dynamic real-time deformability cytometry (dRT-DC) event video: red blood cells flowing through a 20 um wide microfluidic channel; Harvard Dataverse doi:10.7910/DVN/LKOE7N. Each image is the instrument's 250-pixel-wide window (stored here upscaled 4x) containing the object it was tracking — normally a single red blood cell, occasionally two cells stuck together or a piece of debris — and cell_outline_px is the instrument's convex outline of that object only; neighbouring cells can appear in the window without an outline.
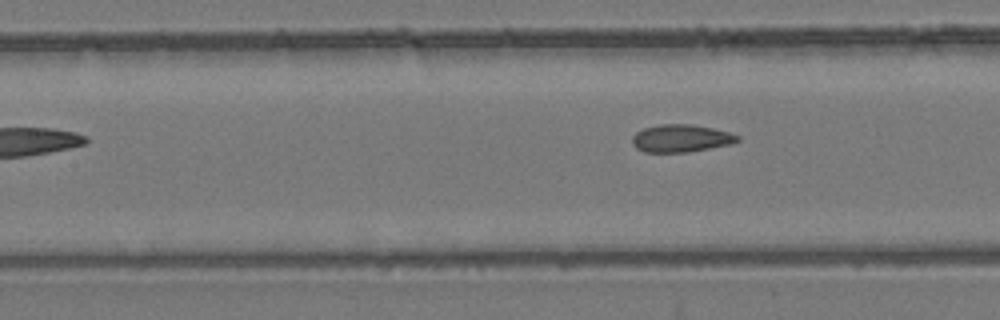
{"species": "common noctule bat (a hibernating species)", "species_latin": "Nyctalus noctula", "temperature_condition": "room temperature", "stored_images_in_passage": 5, "camera_frame_rate_fps": 3000, "um_per_image_px": 0.085, "animal": {"sex": "female", "body_mass_g": 24.6, "forearm_length_mm": 56.2}, "frame": {"image": 1, "passage_image": 5, "time_ms": 4.667, "image_size_px": [1000, 320], "cell_outline_px": [[740, 140], [728, 144], [688, 152], [644, 152], [636, 148], [632, 144], [632, 136], [636, 132], [644, 128], [660, 124], [692, 124], [712, 128], [728, 132], [740, 136]], "centroid_in_image_um": [57.84, 11.75], "position_along_channel_um": 149.6, "area_um2": 16.82}}